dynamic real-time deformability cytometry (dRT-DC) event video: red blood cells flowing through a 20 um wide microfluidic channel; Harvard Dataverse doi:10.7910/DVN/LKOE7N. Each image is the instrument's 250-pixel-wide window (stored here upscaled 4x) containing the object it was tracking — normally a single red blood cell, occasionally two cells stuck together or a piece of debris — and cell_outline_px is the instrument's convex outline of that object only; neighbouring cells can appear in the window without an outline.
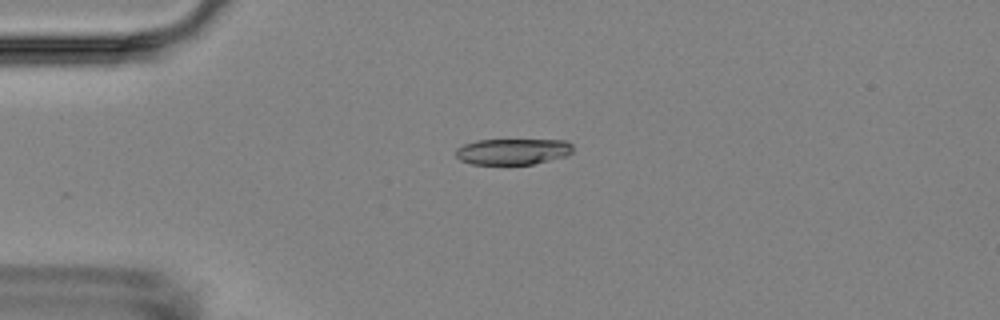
{"species": "Egyptian fruit bat (a non-hibernating species)", "species_latin": "Rousettus aegyptiacus", "temperature_condition": "room temperature", "stored_images_in_passage": 5, "camera_frame_rate_fps": 3000, "um_per_image_px": 0.085, "animal": {"sex": "female"}, "frame": {"image": 1, "passage_image": 3, "time_ms": 3.333, "image_size_px": [1000, 320], "cell_outline_px": [[572, 152], [568, 156], [532, 164], [472, 164], [460, 160], [456, 156], [456, 148], [464, 144], [476, 140], [564, 140], [572, 144]], "centroid_in_image_um": [43.59, 12.88], "position_along_channel_um": 41.4, "area_um2": 17.8}}